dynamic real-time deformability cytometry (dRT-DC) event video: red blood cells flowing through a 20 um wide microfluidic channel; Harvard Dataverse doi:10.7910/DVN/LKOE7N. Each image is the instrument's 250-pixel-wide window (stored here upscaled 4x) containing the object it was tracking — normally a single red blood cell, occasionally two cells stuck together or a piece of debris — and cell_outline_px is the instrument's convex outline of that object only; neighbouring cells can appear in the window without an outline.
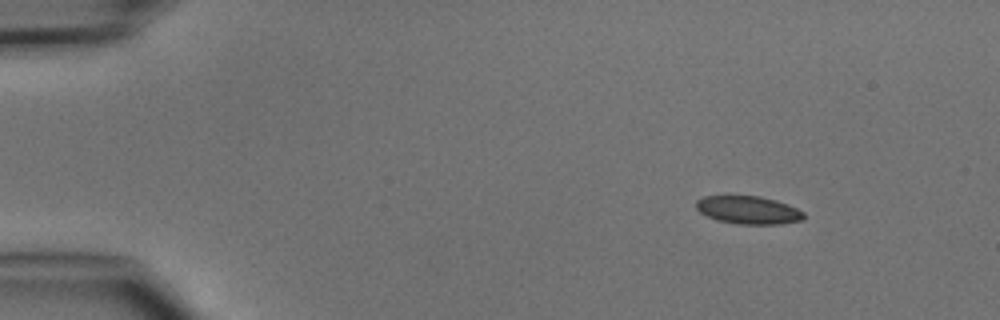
{"species": "common noctule bat (a hibernating species)", "species_latin": "Nyctalus noctula", "temperature_condition": "cold", "stored_images_in_passage": 4, "camera_frame_rate_fps": 3000, "um_per_image_px": 0.085, "animal": {"sex": "male", "body_mass_g": 15.6}, "frame": {"image": 1, "passage_image": 1, "time_ms": 0.0, "image_size_px": [1000, 320], "cell_outline_px": [[804, 220], [780, 224], [740, 224], [716, 220], [700, 212], [696, 208], [696, 200], [704, 196], [760, 196], [776, 200], [788, 204], [804, 212]], "centroid_in_image_um": [63.62, 17.85], "position_along_channel_um": 21.4, "area_um2": 17.57}}